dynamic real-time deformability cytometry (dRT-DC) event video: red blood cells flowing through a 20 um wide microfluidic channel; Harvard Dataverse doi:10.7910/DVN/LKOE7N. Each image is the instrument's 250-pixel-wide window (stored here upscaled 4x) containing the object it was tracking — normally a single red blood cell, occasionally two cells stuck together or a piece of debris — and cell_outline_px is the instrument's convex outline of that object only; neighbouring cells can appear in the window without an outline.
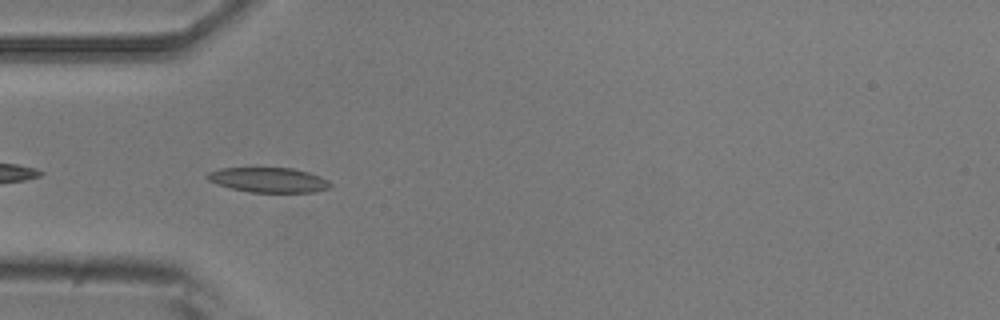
{"species": "common noctule bat (a hibernating species)", "species_latin": "Nyctalus noctula", "temperature_condition": "room temperature", "stored_images_in_passage": 27, "camera_frame_rate_fps": 3000, "um_per_image_px": 0.085, "animal": {"sex": "male", "body_mass_g": 20.5, "forearm_length_mm": 52.5}, "frame": {"image": 1, "passage_image": 2, "time_ms": 0.333, "image_size_px": [1000, 320], "cell_outline_px": [[332, 184], [328, 188], [316, 192], [248, 192], [216, 184], [208, 180], [204, 176], [208, 172], [220, 168], [292, 168], [308, 172], [320, 176], [328, 180]], "centroid_in_image_um": [22.81, 15.29], "position_along_channel_um": 62.2, "area_um2": 17.86}}
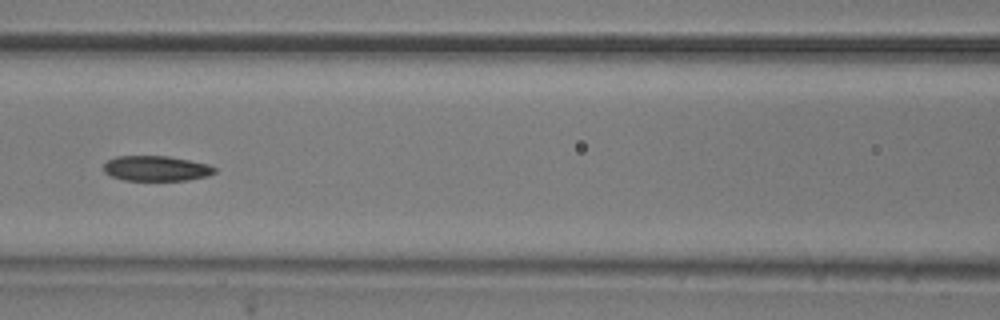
{"frame": {"image": 2, "passage_image": 9, "time_ms": 2.667, "image_size_px": [1000, 320], "cell_outline_px": [[216, 172], [208, 176], [188, 180], [124, 180], [112, 176], [104, 172], [104, 164], [108, 160], [116, 156], [168, 156], [208, 164], [216, 168]], "centroid_in_image_um": [13.29, 14.31], "position_along_channel_um": 153.3, "area_um2": 16.24}}
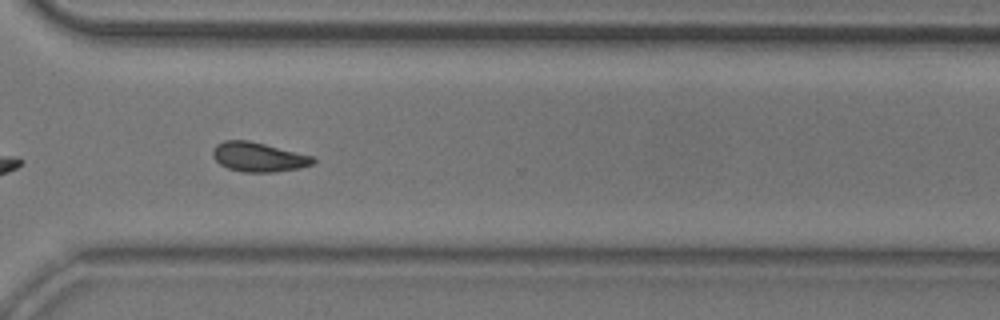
{"frame": {"image": 3, "passage_image": 24, "time_ms": 7.667, "image_size_px": [1000, 320], "cell_outline_px": [[316, 160], [312, 164], [300, 168], [272, 172], [244, 172], [228, 168], [220, 164], [212, 156], [212, 148], [216, 144], [224, 140], [248, 140], [312, 156]], "centroid_in_image_um": [21.92, 13.34], "position_along_channel_um": 348.7, "area_um2": 17.05}, "authors_computed_cell_mechanics": {"area_um2": 16.9932, "velocity_mm_per_s": 3.9208, "shape_relaxation_time_tau1_ms": 6.0645, "shape_relaxation_time_tau2_ms": null, "deformation_change_tau1": 0.1336, "deformation_change_tau2": null}}